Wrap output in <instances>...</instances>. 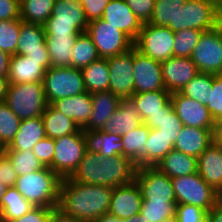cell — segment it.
I'll use <instances>...</instances> for the list:
<instances>
[{"label":"cell","mask_w":222,"mask_h":222,"mask_svg":"<svg viewBox=\"0 0 222 222\" xmlns=\"http://www.w3.org/2000/svg\"><path fill=\"white\" fill-rule=\"evenodd\" d=\"M114 187L61 180L58 208L82 222H95L108 213Z\"/></svg>","instance_id":"6da1fadb"},{"label":"cell","mask_w":222,"mask_h":222,"mask_svg":"<svg viewBox=\"0 0 222 222\" xmlns=\"http://www.w3.org/2000/svg\"><path fill=\"white\" fill-rule=\"evenodd\" d=\"M138 166L123 155L103 158L99 153L85 151L79 166L69 177L85 184L117 187L134 183Z\"/></svg>","instance_id":"7a4b0ae2"},{"label":"cell","mask_w":222,"mask_h":222,"mask_svg":"<svg viewBox=\"0 0 222 222\" xmlns=\"http://www.w3.org/2000/svg\"><path fill=\"white\" fill-rule=\"evenodd\" d=\"M61 178L49 167L18 176L14 187L34 207L59 205Z\"/></svg>","instance_id":"3957f363"},{"label":"cell","mask_w":222,"mask_h":222,"mask_svg":"<svg viewBox=\"0 0 222 222\" xmlns=\"http://www.w3.org/2000/svg\"><path fill=\"white\" fill-rule=\"evenodd\" d=\"M88 24L80 0H55L43 26L46 35H79L86 32Z\"/></svg>","instance_id":"277c9868"},{"label":"cell","mask_w":222,"mask_h":222,"mask_svg":"<svg viewBox=\"0 0 222 222\" xmlns=\"http://www.w3.org/2000/svg\"><path fill=\"white\" fill-rule=\"evenodd\" d=\"M5 102L20 120L42 116L48 105L39 82L9 84Z\"/></svg>","instance_id":"5b68a950"},{"label":"cell","mask_w":222,"mask_h":222,"mask_svg":"<svg viewBox=\"0 0 222 222\" xmlns=\"http://www.w3.org/2000/svg\"><path fill=\"white\" fill-rule=\"evenodd\" d=\"M44 94L48 104L86 92L81 69L50 67L43 78Z\"/></svg>","instance_id":"8992f818"},{"label":"cell","mask_w":222,"mask_h":222,"mask_svg":"<svg viewBox=\"0 0 222 222\" xmlns=\"http://www.w3.org/2000/svg\"><path fill=\"white\" fill-rule=\"evenodd\" d=\"M221 24V8L210 0H187L176 15V31L211 30Z\"/></svg>","instance_id":"52a82bcc"},{"label":"cell","mask_w":222,"mask_h":222,"mask_svg":"<svg viewBox=\"0 0 222 222\" xmlns=\"http://www.w3.org/2000/svg\"><path fill=\"white\" fill-rule=\"evenodd\" d=\"M176 204L198 206L207 212L218 202L219 194L199 175L172 178Z\"/></svg>","instance_id":"ba28073f"},{"label":"cell","mask_w":222,"mask_h":222,"mask_svg":"<svg viewBox=\"0 0 222 222\" xmlns=\"http://www.w3.org/2000/svg\"><path fill=\"white\" fill-rule=\"evenodd\" d=\"M86 33L94 42L100 58L107 59L134 47V42L124 32L102 18L89 22Z\"/></svg>","instance_id":"9c48e42d"},{"label":"cell","mask_w":222,"mask_h":222,"mask_svg":"<svg viewBox=\"0 0 222 222\" xmlns=\"http://www.w3.org/2000/svg\"><path fill=\"white\" fill-rule=\"evenodd\" d=\"M55 152L52 170L61 178H68L79 166L86 151L83 130L54 139Z\"/></svg>","instance_id":"30bf717a"},{"label":"cell","mask_w":222,"mask_h":222,"mask_svg":"<svg viewBox=\"0 0 222 222\" xmlns=\"http://www.w3.org/2000/svg\"><path fill=\"white\" fill-rule=\"evenodd\" d=\"M174 32L167 26L142 24L134 47L142 54L162 62L173 57Z\"/></svg>","instance_id":"8fae6325"},{"label":"cell","mask_w":222,"mask_h":222,"mask_svg":"<svg viewBox=\"0 0 222 222\" xmlns=\"http://www.w3.org/2000/svg\"><path fill=\"white\" fill-rule=\"evenodd\" d=\"M190 58L200 73L222 74V24L203 32Z\"/></svg>","instance_id":"7c38bea8"},{"label":"cell","mask_w":222,"mask_h":222,"mask_svg":"<svg viewBox=\"0 0 222 222\" xmlns=\"http://www.w3.org/2000/svg\"><path fill=\"white\" fill-rule=\"evenodd\" d=\"M135 181L140 187L142 202H176L172 178L156 167L138 168Z\"/></svg>","instance_id":"4fadbf2b"},{"label":"cell","mask_w":222,"mask_h":222,"mask_svg":"<svg viewBox=\"0 0 222 222\" xmlns=\"http://www.w3.org/2000/svg\"><path fill=\"white\" fill-rule=\"evenodd\" d=\"M110 71L109 90L122 98L134 94V47L129 51L107 58Z\"/></svg>","instance_id":"5bb4252c"},{"label":"cell","mask_w":222,"mask_h":222,"mask_svg":"<svg viewBox=\"0 0 222 222\" xmlns=\"http://www.w3.org/2000/svg\"><path fill=\"white\" fill-rule=\"evenodd\" d=\"M45 36L43 25L23 21L16 54L25 55L28 59L34 61H42V66L48 70L51 67V63Z\"/></svg>","instance_id":"9a60e30c"},{"label":"cell","mask_w":222,"mask_h":222,"mask_svg":"<svg viewBox=\"0 0 222 222\" xmlns=\"http://www.w3.org/2000/svg\"><path fill=\"white\" fill-rule=\"evenodd\" d=\"M134 93L166 90L161 62L152 59L134 47Z\"/></svg>","instance_id":"2e32d148"},{"label":"cell","mask_w":222,"mask_h":222,"mask_svg":"<svg viewBox=\"0 0 222 222\" xmlns=\"http://www.w3.org/2000/svg\"><path fill=\"white\" fill-rule=\"evenodd\" d=\"M171 102L183 125L196 128H213L214 120L206 105L179 92L171 94Z\"/></svg>","instance_id":"e0dca14e"},{"label":"cell","mask_w":222,"mask_h":222,"mask_svg":"<svg viewBox=\"0 0 222 222\" xmlns=\"http://www.w3.org/2000/svg\"><path fill=\"white\" fill-rule=\"evenodd\" d=\"M161 71L165 88L171 94L180 92L199 73L191 58L174 56L161 62Z\"/></svg>","instance_id":"ac0fdd59"},{"label":"cell","mask_w":222,"mask_h":222,"mask_svg":"<svg viewBox=\"0 0 222 222\" xmlns=\"http://www.w3.org/2000/svg\"><path fill=\"white\" fill-rule=\"evenodd\" d=\"M142 193L136 183L114 187L108 214L121 220L139 214L142 205Z\"/></svg>","instance_id":"d6986e66"},{"label":"cell","mask_w":222,"mask_h":222,"mask_svg":"<svg viewBox=\"0 0 222 222\" xmlns=\"http://www.w3.org/2000/svg\"><path fill=\"white\" fill-rule=\"evenodd\" d=\"M102 19L124 32L133 42L142 28V23L124 0H110Z\"/></svg>","instance_id":"ffe728a7"},{"label":"cell","mask_w":222,"mask_h":222,"mask_svg":"<svg viewBox=\"0 0 222 222\" xmlns=\"http://www.w3.org/2000/svg\"><path fill=\"white\" fill-rule=\"evenodd\" d=\"M143 123L138 109L131 98H122L116 111L105 123L103 131L124 135Z\"/></svg>","instance_id":"44dd1931"},{"label":"cell","mask_w":222,"mask_h":222,"mask_svg":"<svg viewBox=\"0 0 222 222\" xmlns=\"http://www.w3.org/2000/svg\"><path fill=\"white\" fill-rule=\"evenodd\" d=\"M92 112L83 131L102 130L120 104L121 98L110 90L91 94Z\"/></svg>","instance_id":"7402d4cb"},{"label":"cell","mask_w":222,"mask_h":222,"mask_svg":"<svg viewBox=\"0 0 222 222\" xmlns=\"http://www.w3.org/2000/svg\"><path fill=\"white\" fill-rule=\"evenodd\" d=\"M198 173L218 194L222 191V147L211 143L197 158Z\"/></svg>","instance_id":"603a6c76"},{"label":"cell","mask_w":222,"mask_h":222,"mask_svg":"<svg viewBox=\"0 0 222 222\" xmlns=\"http://www.w3.org/2000/svg\"><path fill=\"white\" fill-rule=\"evenodd\" d=\"M213 128H196L183 125L174 149L198 158L213 143Z\"/></svg>","instance_id":"cb8c5ba5"},{"label":"cell","mask_w":222,"mask_h":222,"mask_svg":"<svg viewBox=\"0 0 222 222\" xmlns=\"http://www.w3.org/2000/svg\"><path fill=\"white\" fill-rule=\"evenodd\" d=\"M45 73L42 61L28 59L25 55H11L8 75L10 84L43 83Z\"/></svg>","instance_id":"d4e9b609"},{"label":"cell","mask_w":222,"mask_h":222,"mask_svg":"<svg viewBox=\"0 0 222 222\" xmlns=\"http://www.w3.org/2000/svg\"><path fill=\"white\" fill-rule=\"evenodd\" d=\"M52 105L65 116L70 117L79 129H83L92 112L91 93L86 91L79 95L57 99Z\"/></svg>","instance_id":"484cf974"},{"label":"cell","mask_w":222,"mask_h":222,"mask_svg":"<svg viewBox=\"0 0 222 222\" xmlns=\"http://www.w3.org/2000/svg\"><path fill=\"white\" fill-rule=\"evenodd\" d=\"M86 151L99 153L103 158L123 155V143L121 135L97 131H83Z\"/></svg>","instance_id":"4316f807"},{"label":"cell","mask_w":222,"mask_h":222,"mask_svg":"<svg viewBox=\"0 0 222 222\" xmlns=\"http://www.w3.org/2000/svg\"><path fill=\"white\" fill-rule=\"evenodd\" d=\"M150 128L143 122L139 127L121 136L123 156L131 159L138 168L147 167V139Z\"/></svg>","instance_id":"83f0119b"},{"label":"cell","mask_w":222,"mask_h":222,"mask_svg":"<svg viewBox=\"0 0 222 222\" xmlns=\"http://www.w3.org/2000/svg\"><path fill=\"white\" fill-rule=\"evenodd\" d=\"M144 123L150 129H157L161 134L165 135L174 145L177 137L183 127L176 114L171 99L161 107V111L149 116Z\"/></svg>","instance_id":"f1b7e54d"},{"label":"cell","mask_w":222,"mask_h":222,"mask_svg":"<svg viewBox=\"0 0 222 222\" xmlns=\"http://www.w3.org/2000/svg\"><path fill=\"white\" fill-rule=\"evenodd\" d=\"M45 137L44 123L41 116L23 119L8 148L18 151L33 150V147Z\"/></svg>","instance_id":"f546056e"},{"label":"cell","mask_w":222,"mask_h":222,"mask_svg":"<svg viewBox=\"0 0 222 222\" xmlns=\"http://www.w3.org/2000/svg\"><path fill=\"white\" fill-rule=\"evenodd\" d=\"M155 167L170 178L198 173L197 158L176 149L171 150Z\"/></svg>","instance_id":"4dcf8cb0"},{"label":"cell","mask_w":222,"mask_h":222,"mask_svg":"<svg viewBox=\"0 0 222 222\" xmlns=\"http://www.w3.org/2000/svg\"><path fill=\"white\" fill-rule=\"evenodd\" d=\"M78 35H46L51 67H71L72 49Z\"/></svg>","instance_id":"1f68e13d"},{"label":"cell","mask_w":222,"mask_h":222,"mask_svg":"<svg viewBox=\"0 0 222 222\" xmlns=\"http://www.w3.org/2000/svg\"><path fill=\"white\" fill-rule=\"evenodd\" d=\"M41 117L46 137L57 139L80 130L70 117L58 111L52 104L47 105Z\"/></svg>","instance_id":"d6a6232c"},{"label":"cell","mask_w":222,"mask_h":222,"mask_svg":"<svg viewBox=\"0 0 222 222\" xmlns=\"http://www.w3.org/2000/svg\"><path fill=\"white\" fill-rule=\"evenodd\" d=\"M86 91L89 93L109 90L110 71L106 58H99L81 69Z\"/></svg>","instance_id":"836d02e7"},{"label":"cell","mask_w":222,"mask_h":222,"mask_svg":"<svg viewBox=\"0 0 222 222\" xmlns=\"http://www.w3.org/2000/svg\"><path fill=\"white\" fill-rule=\"evenodd\" d=\"M135 103L143 122L151 115L161 111L170 99L171 93L167 90L134 93L130 97Z\"/></svg>","instance_id":"e575fe53"},{"label":"cell","mask_w":222,"mask_h":222,"mask_svg":"<svg viewBox=\"0 0 222 222\" xmlns=\"http://www.w3.org/2000/svg\"><path fill=\"white\" fill-rule=\"evenodd\" d=\"M32 208L34 206L15 187H8L1 200V221L8 222L18 219Z\"/></svg>","instance_id":"d590c367"},{"label":"cell","mask_w":222,"mask_h":222,"mask_svg":"<svg viewBox=\"0 0 222 222\" xmlns=\"http://www.w3.org/2000/svg\"><path fill=\"white\" fill-rule=\"evenodd\" d=\"M186 2L187 0H155L149 24L167 26L176 32V15Z\"/></svg>","instance_id":"8d00e7d4"},{"label":"cell","mask_w":222,"mask_h":222,"mask_svg":"<svg viewBox=\"0 0 222 222\" xmlns=\"http://www.w3.org/2000/svg\"><path fill=\"white\" fill-rule=\"evenodd\" d=\"M55 0H24L20 3V19L44 25L52 14Z\"/></svg>","instance_id":"74e56055"},{"label":"cell","mask_w":222,"mask_h":222,"mask_svg":"<svg viewBox=\"0 0 222 222\" xmlns=\"http://www.w3.org/2000/svg\"><path fill=\"white\" fill-rule=\"evenodd\" d=\"M99 58L91 37L86 32L80 33L72 49L71 67L82 69Z\"/></svg>","instance_id":"f35d334b"},{"label":"cell","mask_w":222,"mask_h":222,"mask_svg":"<svg viewBox=\"0 0 222 222\" xmlns=\"http://www.w3.org/2000/svg\"><path fill=\"white\" fill-rule=\"evenodd\" d=\"M212 85L213 74L199 72L179 93L207 106Z\"/></svg>","instance_id":"ab89813d"},{"label":"cell","mask_w":222,"mask_h":222,"mask_svg":"<svg viewBox=\"0 0 222 222\" xmlns=\"http://www.w3.org/2000/svg\"><path fill=\"white\" fill-rule=\"evenodd\" d=\"M147 167H155L171 150L174 145L169 138L157 129H150L147 139Z\"/></svg>","instance_id":"60d3db41"},{"label":"cell","mask_w":222,"mask_h":222,"mask_svg":"<svg viewBox=\"0 0 222 222\" xmlns=\"http://www.w3.org/2000/svg\"><path fill=\"white\" fill-rule=\"evenodd\" d=\"M5 154L12 162V167L18 176L45 168L41 161L33 154L32 150L18 151L5 147Z\"/></svg>","instance_id":"b9f144b4"},{"label":"cell","mask_w":222,"mask_h":222,"mask_svg":"<svg viewBox=\"0 0 222 222\" xmlns=\"http://www.w3.org/2000/svg\"><path fill=\"white\" fill-rule=\"evenodd\" d=\"M203 32V30L198 29H186L174 32L173 56L190 58Z\"/></svg>","instance_id":"7bdbcfd3"},{"label":"cell","mask_w":222,"mask_h":222,"mask_svg":"<svg viewBox=\"0 0 222 222\" xmlns=\"http://www.w3.org/2000/svg\"><path fill=\"white\" fill-rule=\"evenodd\" d=\"M21 19L0 20V50L15 55L22 25Z\"/></svg>","instance_id":"ee69618b"},{"label":"cell","mask_w":222,"mask_h":222,"mask_svg":"<svg viewBox=\"0 0 222 222\" xmlns=\"http://www.w3.org/2000/svg\"><path fill=\"white\" fill-rule=\"evenodd\" d=\"M21 120L9 108L8 104L0 102V142L8 147L18 132Z\"/></svg>","instance_id":"f6af8a7d"},{"label":"cell","mask_w":222,"mask_h":222,"mask_svg":"<svg viewBox=\"0 0 222 222\" xmlns=\"http://www.w3.org/2000/svg\"><path fill=\"white\" fill-rule=\"evenodd\" d=\"M175 211L176 202H142L140 214L148 222H160L174 216Z\"/></svg>","instance_id":"bcb514c9"},{"label":"cell","mask_w":222,"mask_h":222,"mask_svg":"<svg viewBox=\"0 0 222 222\" xmlns=\"http://www.w3.org/2000/svg\"><path fill=\"white\" fill-rule=\"evenodd\" d=\"M207 109L214 121L222 119V74H213V85L210 89Z\"/></svg>","instance_id":"7dc6e473"},{"label":"cell","mask_w":222,"mask_h":222,"mask_svg":"<svg viewBox=\"0 0 222 222\" xmlns=\"http://www.w3.org/2000/svg\"><path fill=\"white\" fill-rule=\"evenodd\" d=\"M177 222H208V212L198 206L176 204Z\"/></svg>","instance_id":"c3c4849f"},{"label":"cell","mask_w":222,"mask_h":222,"mask_svg":"<svg viewBox=\"0 0 222 222\" xmlns=\"http://www.w3.org/2000/svg\"><path fill=\"white\" fill-rule=\"evenodd\" d=\"M32 151L45 167H49L52 170V162L55 152L54 139L49 137L41 139L33 147Z\"/></svg>","instance_id":"681fc988"},{"label":"cell","mask_w":222,"mask_h":222,"mask_svg":"<svg viewBox=\"0 0 222 222\" xmlns=\"http://www.w3.org/2000/svg\"><path fill=\"white\" fill-rule=\"evenodd\" d=\"M142 24L149 23L155 0H124Z\"/></svg>","instance_id":"f907efd6"},{"label":"cell","mask_w":222,"mask_h":222,"mask_svg":"<svg viewBox=\"0 0 222 222\" xmlns=\"http://www.w3.org/2000/svg\"><path fill=\"white\" fill-rule=\"evenodd\" d=\"M82 8L84 10L85 17L89 22L101 19L105 7L108 5L110 0H80Z\"/></svg>","instance_id":"816d5d0a"},{"label":"cell","mask_w":222,"mask_h":222,"mask_svg":"<svg viewBox=\"0 0 222 222\" xmlns=\"http://www.w3.org/2000/svg\"><path fill=\"white\" fill-rule=\"evenodd\" d=\"M17 179L18 174L13 169L12 162L4 153L0 157V182L4 183V185H6L7 187H14V184Z\"/></svg>","instance_id":"f5cc1de1"},{"label":"cell","mask_w":222,"mask_h":222,"mask_svg":"<svg viewBox=\"0 0 222 222\" xmlns=\"http://www.w3.org/2000/svg\"><path fill=\"white\" fill-rule=\"evenodd\" d=\"M53 208L34 207L22 217L8 222H49Z\"/></svg>","instance_id":"db71d44e"},{"label":"cell","mask_w":222,"mask_h":222,"mask_svg":"<svg viewBox=\"0 0 222 222\" xmlns=\"http://www.w3.org/2000/svg\"><path fill=\"white\" fill-rule=\"evenodd\" d=\"M20 19V3L17 0H0V20Z\"/></svg>","instance_id":"11a10c76"},{"label":"cell","mask_w":222,"mask_h":222,"mask_svg":"<svg viewBox=\"0 0 222 222\" xmlns=\"http://www.w3.org/2000/svg\"><path fill=\"white\" fill-rule=\"evenodd\" d=\"M49 222H82V221H79L78 219H75L72 216L65 214L62 210L56 207L53 208Z\"/></svg>","instance_id":"9f6ffc18"},{"label":"cell","mask_w":222,"mask_h":222,"mask_svg":"<svg viewBox=\"0 0 222 222\" xmlns=\"http://www.w3.org/2000/svg\"><path fill=\"white\" fill-rule=\"evenodd\" d=\"M11 55L0 50V78H8Z\"/></svg>","instance_id":"6f0895ef"},{"label":"cell","mask_w":222,"mask_h":222,"mask_svg":"<svg viewBox=\"0 0 222 222\" xmlns=\"http://www.w3.org/2000/svg\"><path fill=\"white\" fill-rule=\"evenodd\" d=\"M213 143L222 147V119L214 121L212 130Z\"/></svg>","instance_id":"680465c9"},{"label":"cell","mask_w":222,"mask_h":222,"mask_svg":"<svg viewBox=\"0 0 222 222\" xmlns=\"http://www.w3.org/2000/svg\"><path fill=\"white\" fill-rule=\"evenodd\" d=\"M208 222H222V204L219 202L208 211Z\"/></svg>","instance_id":"91938a15"},{"label":"cell","mask_w":222,"mask_h":222,"mask_svg":"<svg viewBox=\"0 0 222 222\" xmlns=\"http://www.w3.org/2000/svg\"><path fill=\"white\" fill-rule=\"evenodd\" d=\"M9 84L8 78H0V102L6 100Z\"/></svg>","instance_id":"94428289"},{"label":"cell","mask_w":222,"mask_h":222,"mask_svg":"<svg viewBox=\"0 0 222 222\" xmlns=\"http://www.w3.org/2000/svg\"><path fill=\"white\" fill-rule=\"evenodd\" d=\"M95 222H125V220H121L107 213L98 218Z\"/></svg>","instance_id":"6125c7cd"},{"label":"cell","mask_w":222,"mask_h":222,"mask_svg":"<svg viewBox=\"0 0 222 222\" xmlns=\"http://www.w3.org/2000/svg\"><path fill=\"white\" fill-rule=\"evenodd\" d=\"M125 222H148L143 216L139 213L129 219H125Z\"/></svg>","instance_id":"be15d7a7"},{"label":"cell","mask_w":222,"mask_h":222,"mask_svg":"<svg viewBox=\"0 0 222 222\" xmlns=\"http://www.w3.org/2000/svg\"><path fill=\"white\" fill-rule=\"evenodd\" d=\"M7 188L8 187L6 185H4V183L0 182V210H1V200L4 196V193L6 192Z\"/></svg>","instance_id":"e7e4bbea"},{"label":"cell","mask_w":222,"mask_h":222,"mask_svg":"<svg viewBox=\"0 0 222 222\" xmlns=\"http://www.w3.org/2000/svg\"><path fill=\"white\" fill-rule=\"evenodd\" d=\"M160 222H177V220H176V216L174 215V216H170L168 218H165Z\"/></svg>","instance_id":"03108f58"},{"label":"cell","mask_w":222,"mask_h":222,"mask_svg":"<svg viewBox=\"0 0 222 222\" xmlns=\"http://www.w3.org/2000/svg\"><path fill=\"white\" fill-rule=\"evenodd\" d=\"M5 153V147L3 144L0 142V157Z\"/></svg>","instance_id":"003e7915"},{"label":"cell","mask_w":222,"mask_h":222,"mask_svg":"<svg viewBox=\"0 0 222 222\" xmlns=\"http://www.w3.org/2000/svg\"><path fill=\"white\" fill-rule=\"evenodd\" d=\"M216 4H217L220 8H222V0H216Z\"/></svg>","instance_id":"a7ac6f4b"},{"label":"cell","mask_w":222,"mask_h":222,"mask_svg":"<svg viewBox=\"0 0 222 222\" xmlns=\"http://www.w3.org/2000/svg\"><path fill=\"white\" fill-rule=\"evenodd\" d=\"M218 202H219L220 204H222V191L219 193Z\"/></svg>","instance_id":"89a4df30"},{"label":"cell","mask_w":222,"mask_h":222,"mask_svg":"<svg viewBox=\"0 0 222 222\" xmlns=\"http://www.w3.org/2000/svg\"><path fill=\"white\" fill-rule=\"evenodd\" d=\"M221 24H222V8H221Z\"/></svg>","instance_id":"2644e50d"}]
</instances>
